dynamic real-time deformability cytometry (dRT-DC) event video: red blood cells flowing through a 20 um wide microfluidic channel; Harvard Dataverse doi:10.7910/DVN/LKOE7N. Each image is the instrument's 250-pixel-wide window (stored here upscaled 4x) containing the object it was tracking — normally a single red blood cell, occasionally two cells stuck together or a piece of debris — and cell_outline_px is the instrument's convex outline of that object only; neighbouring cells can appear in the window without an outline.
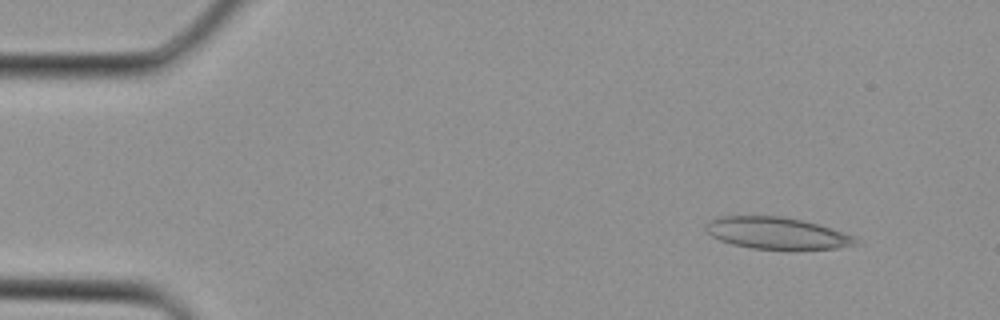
{"species": "Egyptian fruit bat (a non-hibernating species)", "species_latin": "Rousettus aegyptiacus", "temperature_condition": "cold", "stored_images_in_passage": 3, "camera_frame_rate_fps": 3000, "um_per_image_px": 0.085, "animal": {"sex": "female"}, "frame": {"image": 1, "passage_image": 1, "time_ms": 0.0, "image_size_px": [1000, 320], "cell_outline_px": [[860, 244], [836, 248], [752, 248], [732, 244], [720, 240], [712, 236], [704, 228], [708, 220], [720, 216], [780, 216], [800, 220], [832, 228], [856, 236]], "centroid_in_image_um": [66.02, 19.8], "position_along_channel_um": 19.0, "area_um2": 27.4}}
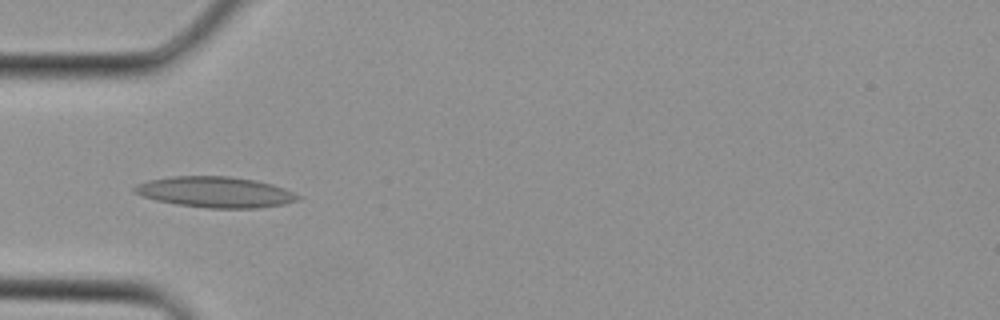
{"frame": {"image": 2, "passage_image": 3, "time_ms": 0.667, "image_size_px": [1000, 320], "cell_outline_px": [[300, 200], [284, 204], [260, 208], [208, 208], [176, 204], [156, 200], [132, 192], [132, 188], [136, 184], [148, 180], [172, 176], [228, 176], [256, 180], [272, 184], [284, 188], [300, 196]], "centroid_in_image_um": [18.29, 16.32], "position_along_channel_um": 66.7, "area_um2": 29.42}}